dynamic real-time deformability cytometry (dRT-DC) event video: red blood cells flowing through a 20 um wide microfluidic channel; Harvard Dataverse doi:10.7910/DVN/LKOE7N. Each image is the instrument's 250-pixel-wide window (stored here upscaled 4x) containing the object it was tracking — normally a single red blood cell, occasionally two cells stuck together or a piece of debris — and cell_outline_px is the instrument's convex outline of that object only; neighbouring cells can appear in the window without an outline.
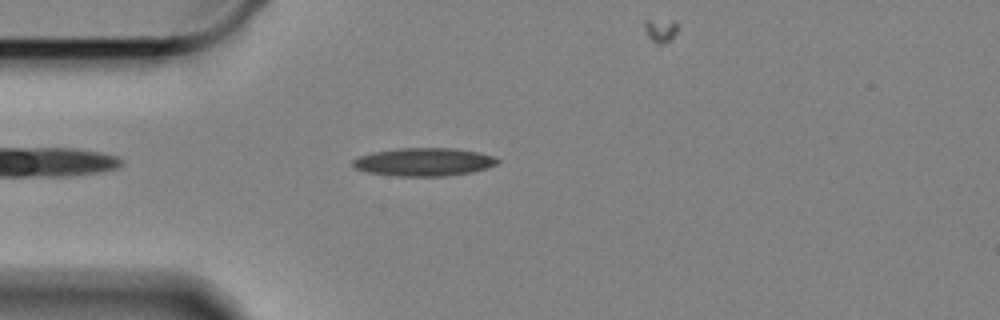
{"species": "Egyptian fruit bat (a non-hibernating species)", "species_latin": "Rousettus aegyptiacus", "temperature_condition": "cold", "stored_images_in_passage": 50, "camera_frame_rate_fps": 3000, "um_per_image_px": 0.085, "animal": {"sex": "female"}, "frame": {"image": 1, "passage_image": 5, "time_ms": 1.333, "image_size_px": [1000, 320], "cell_outline_px": [[500, 160], [496, 164], [472, 172], [448, 176], [396, 176], [368, 172], [356, 168], [352, 164], [352, 160], [360, 156], [372, 152], [400, 148], [452, 148], [476, 152], [496, 156]], "centroid_in_image_um": [36.03, 13.76], "position_along_channel_um": 49.0, "area_um2": 23.58}}
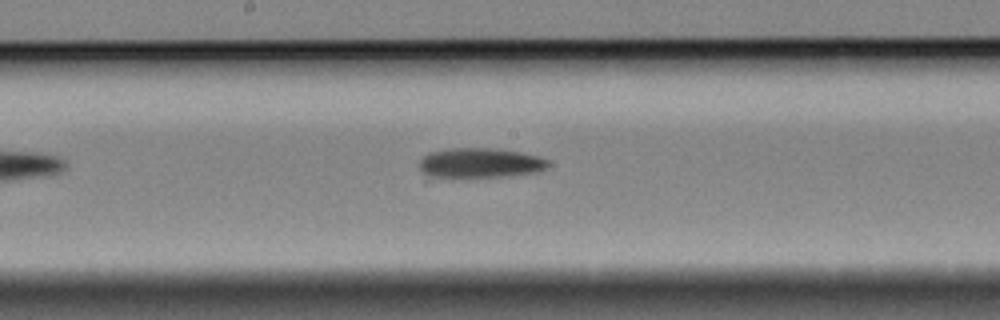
{"frame": {"image": 2, "passage_image": 20, "time_ms": 6.333, "image_size_px": [1000, 320], "cell_outline_px": [[548, 164], [540, 172], [504, 176], [424, 180], [420, 168], [420, 160], [428, 152], [448, 148], [488, 148], [520, 152], [540, 156], [548, 160]], "centroid_in_image_um": [40.66, 13.9], "position_along_channel_um": 207.5, "area_um2": 23.35}}
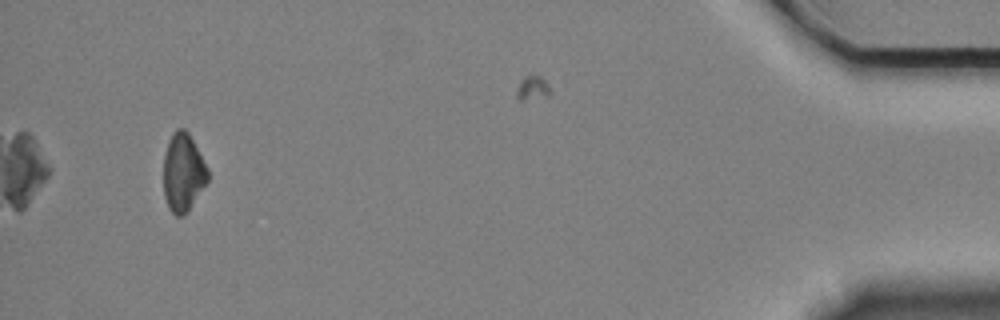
{"frame": {"image": 3, "passage_image": 46, "time_ms": 15.0, "image_size_px": [1000, 320], "cell_outline_px": [[208, 180], [188, 212], [184, 216], [176, 216], [168, 208], [164, 196], [164, 156], [168, 140], [172, 132], [176, 128], [184, 128], [188, 132], [208, 168]], "centroid_in_image_um": [15.55, 14.67], "position_along_channel_um": 419.6, "area_um2": 20.29}, "authors_computed_cell_mechanics": {"area_um2": 22.3108, "velocity_mm_per_s": 3.3366, "shape_relaxation_time_tau1_ms": 7.1028, "shape_relaxation_time_tau2_ms": 4.6401, "deformation_change_tau1": 0.1292, "deformation_change_tau2": 0.1257}}